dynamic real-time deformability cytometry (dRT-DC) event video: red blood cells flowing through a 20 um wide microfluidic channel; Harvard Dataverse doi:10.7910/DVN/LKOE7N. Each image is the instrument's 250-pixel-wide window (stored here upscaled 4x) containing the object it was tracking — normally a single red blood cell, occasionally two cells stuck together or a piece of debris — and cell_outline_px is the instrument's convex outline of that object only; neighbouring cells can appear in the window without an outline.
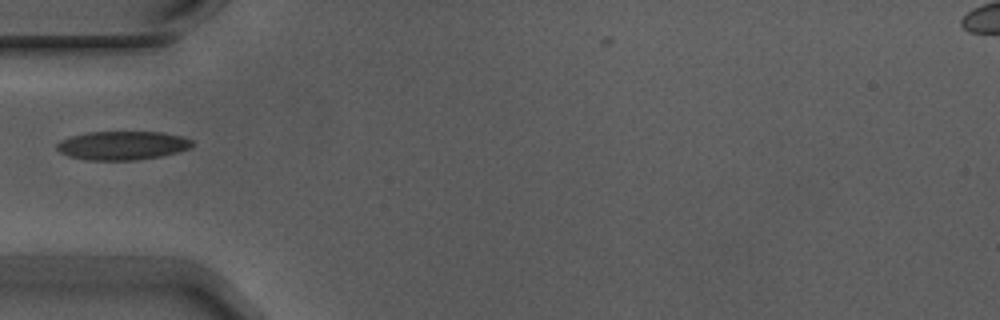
{"species": "Egyptian fruit bat (a non-hibernating species)", "species_latin": "Rousettus aegyptiacus", "temperature_condition": "warm", "stored_images_in_passage": 1, "camera_frame_rate_fps": 3000, "um_per_image_px": 0.085, "animal": {"sex": "male"}, "frame": {"image": 1, "passage_image": 1, "time_ms": 0.0, "image_size_px": [1000, 320], "cell_outline_px": [[192, 144], [188, 148], [176, 152], [160, 156], [136, 160], [88, 160], [68, 156], [60, 152], [56, 148], [56, 144], [60, 140], [72, 136], [88, 132], [160, 132], [184, 136], [192, 140]], "centroid_in_image_um": [10.37, 12.36], "position_along_channel_um": 74.6, "area_um2": 22.54}}